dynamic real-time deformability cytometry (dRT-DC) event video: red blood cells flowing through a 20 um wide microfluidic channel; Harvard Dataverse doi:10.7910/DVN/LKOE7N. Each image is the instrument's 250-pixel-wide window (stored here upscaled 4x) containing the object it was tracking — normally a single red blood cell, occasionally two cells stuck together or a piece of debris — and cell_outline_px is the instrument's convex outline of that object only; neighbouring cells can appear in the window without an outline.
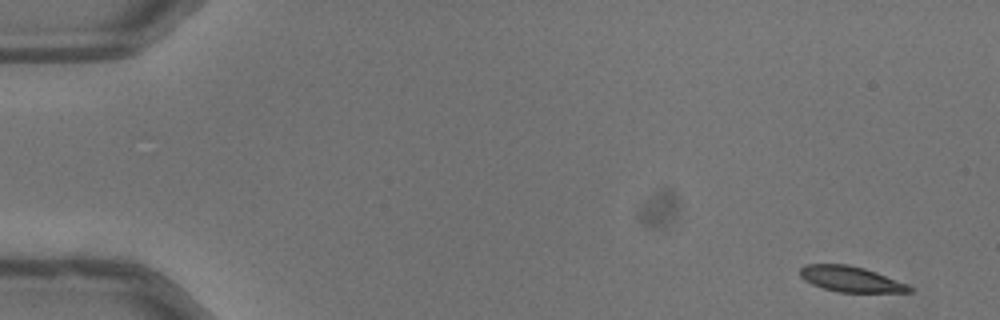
{"species": "common noctule bat (a hibernating species)", "species_latin": "Nyctalus noctula", "temperature_condition": "warm", "stored_images_in_passage": 51, "camera_frame_rate_fps": 3000, "um_per_image_px": 0.085, "animal": {"sex": "male", "body_mass_g": 13.3}, "frame": {"image": 1, "passage_image": 1, "time_ms": 0.0, "image_size_px": [1000, 320], "cell_outline_px": [[912, 292], [836, 292], [812, 284], [804, 280], [800, 276], [800, 268], [804, 264], [848, 264], [864, 268], [876, 272], [908, 284], [912, 288]], "centroid_in_image_um": [72.3, 23.72], "position_along_channel_um": 12.7, "area_um2": 16.3}}
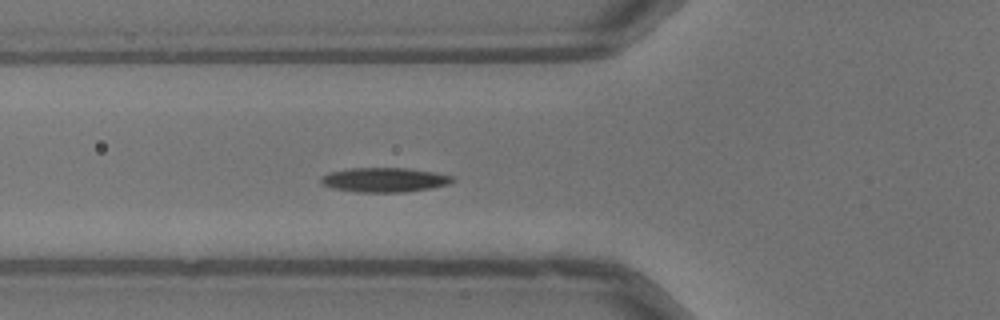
{"frame": {"image": 2, "passage_image": 18, "time_ms": 5.667, "image_size_px": [1000, 320], "cell_outline_px": [[456, 180], [448, 184], [432, 188], [404, 192], [356, 192], [332, 188], [320, 184], [320, 176], [328, 172], [348, 168], [404, 168], [432, 172], [456, 176]], "centroid_in_image_um": [32.65, 15.29], "position_along_channel_um": 93.2, "area_um2": 18.96}}
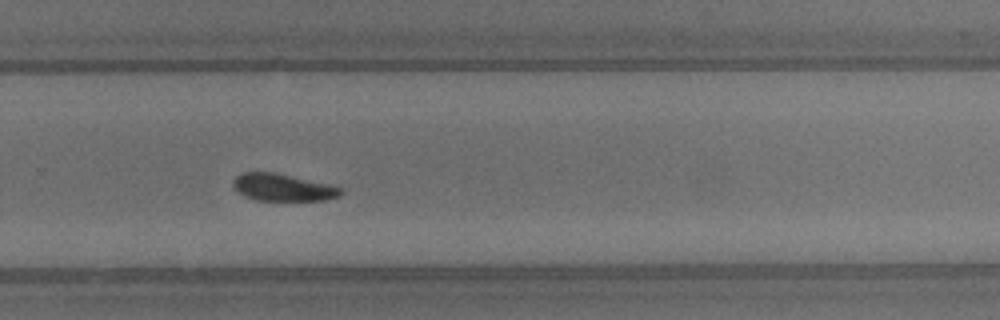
{"frame": {"image": 3, "passage_image": 34, "time_ms": 11.0, "image_size_px": [1000, 320], "cell_outline_px": [[344, 192], [340, 196], [324, 200], [256, 200], [244, 196], [232, 184], [236, 176], [240, 172], [276, 172], [328, 184], [340, 188]], "centroid_in_image_um": [24.03, 15.92], "position_along_channel_um": 305.8, "area_um2": 16.94}, "authors_computed_cell_mechanics": {"area_um2": 17.629, "velocity_mm_per_s": 3.9925, "shape_relaxation_time_tau1_ms": 2.5088, "shape_relaxation_time_tau2_ms": 3.9209, "deformation_change_tau1": 0.1098, "deformation_change_tau2": 0.0818}}